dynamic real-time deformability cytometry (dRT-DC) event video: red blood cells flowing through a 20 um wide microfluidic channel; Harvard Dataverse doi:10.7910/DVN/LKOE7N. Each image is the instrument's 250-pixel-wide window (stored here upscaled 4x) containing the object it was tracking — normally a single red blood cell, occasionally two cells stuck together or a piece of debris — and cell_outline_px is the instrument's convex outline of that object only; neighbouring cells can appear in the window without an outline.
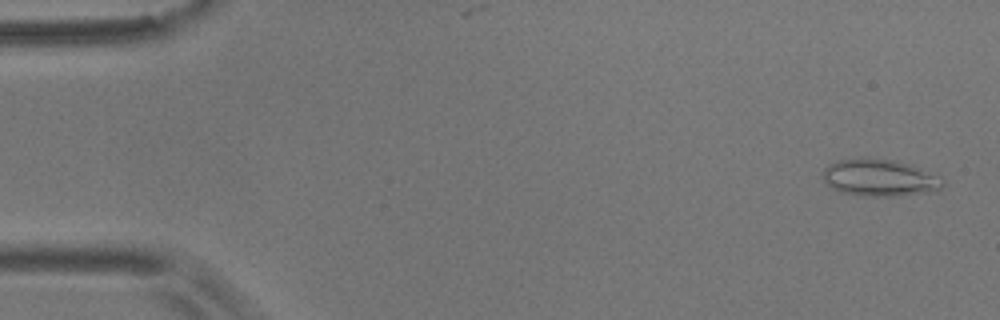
{"species": "common noctule bat (a hibernating species)", "species_latin": "Nyctalus noctula", "temperature_condition": "room temperature", "stored_images_in_passage": 33, "camera_frame_rate_fps": 3000, "um_per_image_px": 0.085, "animal": {"sex": "male", "body_mass_g": 17.9}, "frame": {"image": 1, "passage_image": 2, "time_ms": 0.333, "image_size_px": [1000, 320], "cell_outline_px": [[944, 184], [936, 192], [896, 196], [860, 196], [840, 192], [832, 188], [824, 180], [824, 168], [828, 164], [840, 160], [896, 160], [920, 168], [944, 180]], "centroid_in_image_um": [74.8, 15.16], "position_along_channel_um": 10.2, "area_um2": 25.37}}
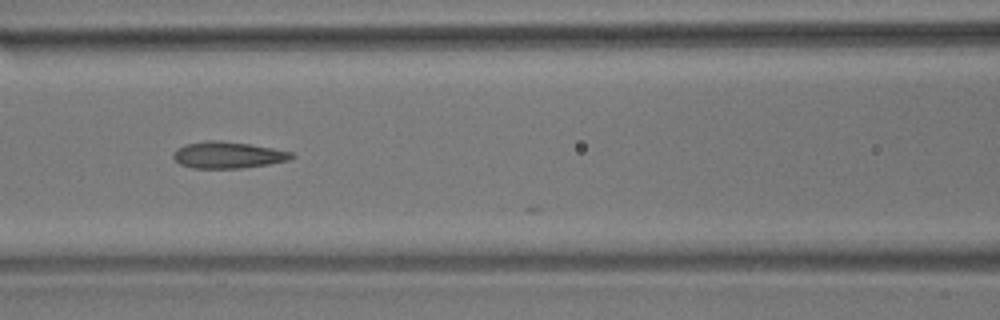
{"frame": {"image": 2, "passage_image": 24, "time_ms": 7.667, "image_size_px": [1000, 320], "cell_outline_px": [[296, 156], [288, 160], [268, 164], [240, 168], [192, 168], [180, 164], [172, 156], [172, 152], [176, 148], [184, 144], [204, 140], [220, 140], [248, 144], [272, 148], [292, 152]], "centroid_in_image_um": [19.32, 13.16], "position_along_channel_um": 147.3, "area_um2": 18.38}}
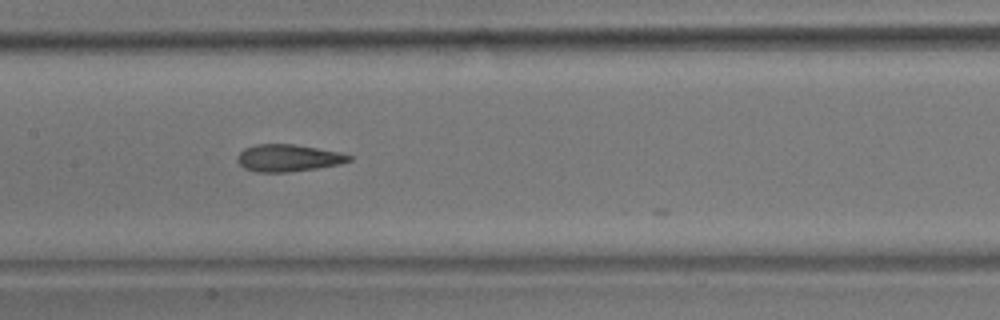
{"frame": {"image": 3, "passage_image": 27, "time_ms": 8.667, "image_size_px": [1000, 320], "cell_outline_px": [[352, 160], [340, 164], [316, 168], [288, 172], [256, 172], [244, 168], [236, 160], [236, 156], [244, 148], [256, 144], [292, 144], [340, 152], [352, 156]], "centroid_in_image_um": [24.47, 13.43], "position_along_channel_um": 182.9, "area_um2": 17.63}}